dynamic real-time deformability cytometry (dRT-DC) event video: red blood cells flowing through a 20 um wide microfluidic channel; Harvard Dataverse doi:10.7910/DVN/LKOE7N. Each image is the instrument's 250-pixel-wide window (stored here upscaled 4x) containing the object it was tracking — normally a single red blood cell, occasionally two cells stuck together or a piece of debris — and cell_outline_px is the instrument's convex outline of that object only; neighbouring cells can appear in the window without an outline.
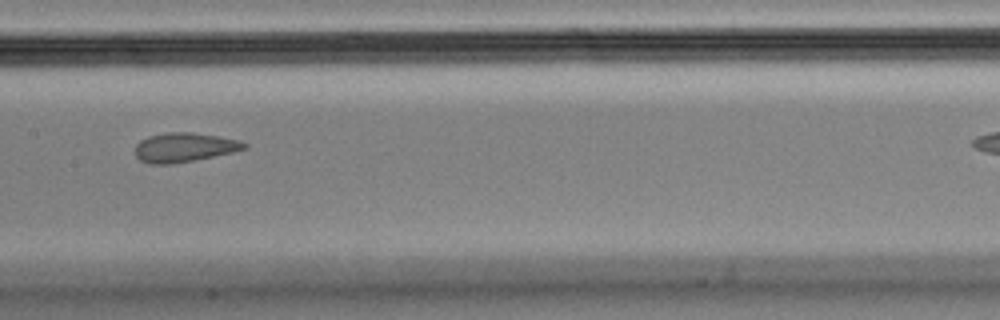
{"species": "Egyptian fruit bat (a non-hibernating species)", "species_latin": "Rousettus aegyptiacus", "temperature_condition": "cold", "stored_images_in_passage": 10, "camera_frame_rate_fps": 3000, "um_per_image_px": 0.085, "animal": {"sex": "male"}, "frame": {"image": 1, "passage_image": 5, "time_ms": 1.333, "image_size_px": [1000, 320], "cell_outline_px": [[248, 148], [232, 152], [172, 164], [148, 164], [140, 160], [136, 156], [136, 144], [140, 140], [148, 136], [168, 132], [192, 132], [240, 140], [248, 144]], "centroid_in_image_um": [15.65, 12.52], "position_along_channel_um": 191.8, "area_um2": 18.5}}
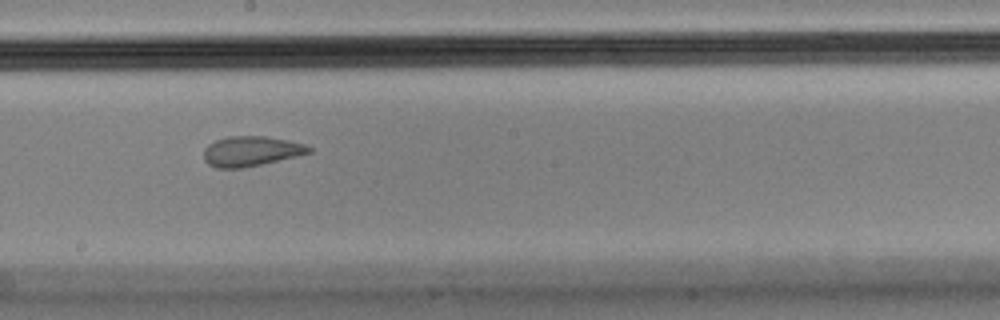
{"frame": {"image": 2, "passage_image": 6, "time_ms": 1.667, "image_size_px": [1000, 320], "cell_outline_px": [[312, 152], [296, 156], [260, 164], [240, 168], [216, 168], [208, 164], [204, 160], [204, 148], [208, 144], [216, 140], [228, 136], [264, 136], [288, 140], [304, 144], [312, 148]], "centroid_in_image_um": [21.31, 12.84], "position_along_channel_um": 226.9, "area_um2": 18.26}}
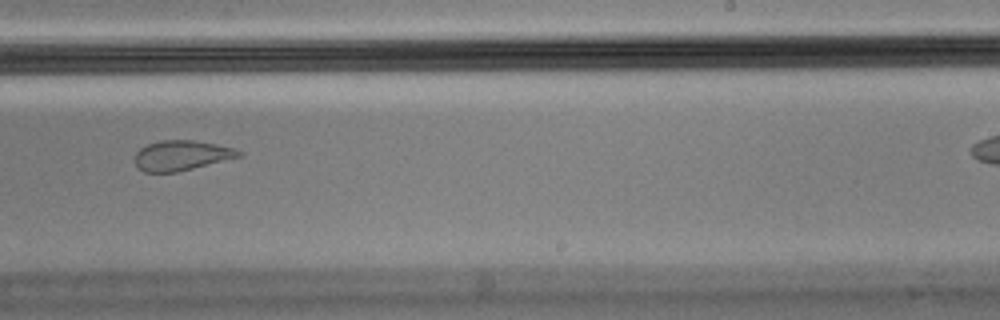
{"frame": {"image": 3, "passage_image": 7, "time_ms": 2.0, "image_size_px": [1000, 320], "cell_outline_px": [[244, 156], [176, 172], [144, 172], [136, 168], [136, 152], [140, 148], [148, 144], [160, 140], [192, 140], [216, 144], [232, 148], [240, 152]], "centroid_in_image_um": [15.41, 13.22], "position_along_channel_um": 273.6, "area_um2": 18.09}}